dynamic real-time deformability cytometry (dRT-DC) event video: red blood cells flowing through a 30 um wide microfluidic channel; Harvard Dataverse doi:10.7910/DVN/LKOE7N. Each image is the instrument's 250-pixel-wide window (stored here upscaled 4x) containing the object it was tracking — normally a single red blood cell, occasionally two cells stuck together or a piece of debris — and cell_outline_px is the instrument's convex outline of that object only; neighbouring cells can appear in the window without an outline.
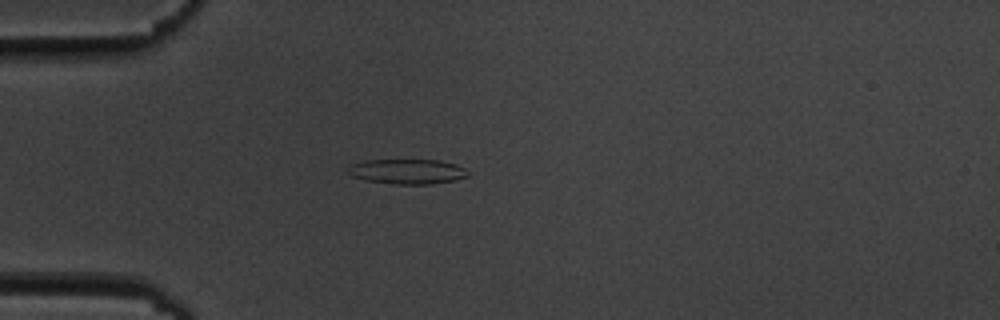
{"species": "common noctule bat (a hibernating species)", "species_latin": "Nyctalus noctula", "temperature_condition": "cold", "stored_images_in_passage": 55, "camera_frame_rate_fps": 3000, "um_per_image_px": 0.085, "animal": {"sex": "male", "body_mass_g": 19.5, "forearm_length_mm": 54.6}, "frame": {"image": 1, "passage_image": 15, "time_ms": 4.667, "image_size_px": [1000, 320], "cell_outline_px": [[468, 176], [456, 180], [432, 184], [392, 184], [368, 180], [348, 176], [344, 172], [344, 168], [348, 164], [364, 160], [440, 160], [456, 164], [464, 168], [468, 172]], "centroid_in_image_um": [34.52, 14.57], "position_along_channel_um": 50.5, "area_um2": 17.86}}
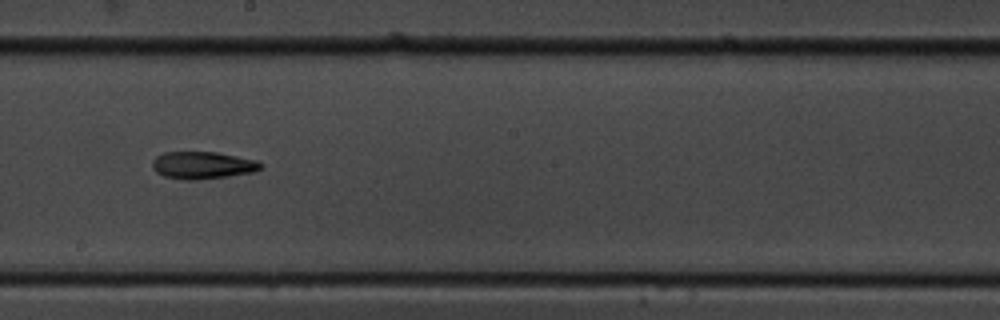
{"frame": {"image": 2, "passage_image": 31, "time_ms": 10.0, "image_size_px": [1000, 320], "cell_outline_px": [[264, 164], [260, 168], [252, 172], [228, 176], [196, 180], [184, 180], [164, 176], [156, 172], [152, 168], [152, 160], [156, 156], [164, 152], [216, 152], [256, 160]], "centroid_in_image_um": [17.18, 14.04], "position_along_channel_um": 231.0, "area_um2": 17.22}}
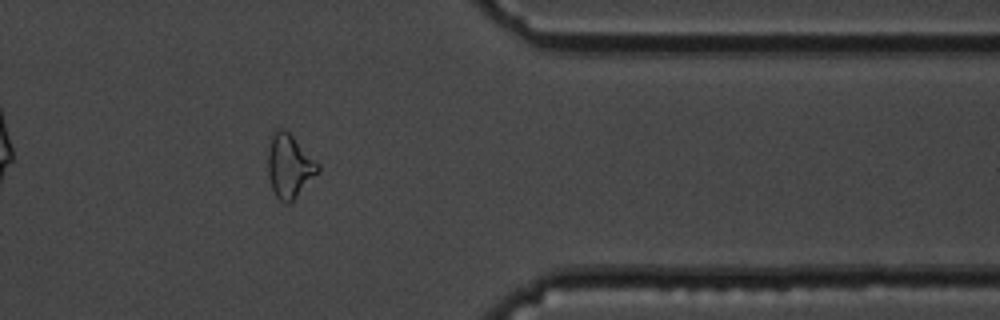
{"frame": {"image": 3, "passage_image": 45, "time_ms": 14.667, "image_size_px": [1000, 320], "cell_outline_px": [[320, 172], [288, 204], [284, 204], [276, 196], [272, 188], [268, 172], [268, 152], [272, 136], [280, 128], [284, 128], [320, 164]], "centroid_in_image_um": [24.62, 14.14], "position_along_channel_um": 386.8, "area_um2": 18.21}}